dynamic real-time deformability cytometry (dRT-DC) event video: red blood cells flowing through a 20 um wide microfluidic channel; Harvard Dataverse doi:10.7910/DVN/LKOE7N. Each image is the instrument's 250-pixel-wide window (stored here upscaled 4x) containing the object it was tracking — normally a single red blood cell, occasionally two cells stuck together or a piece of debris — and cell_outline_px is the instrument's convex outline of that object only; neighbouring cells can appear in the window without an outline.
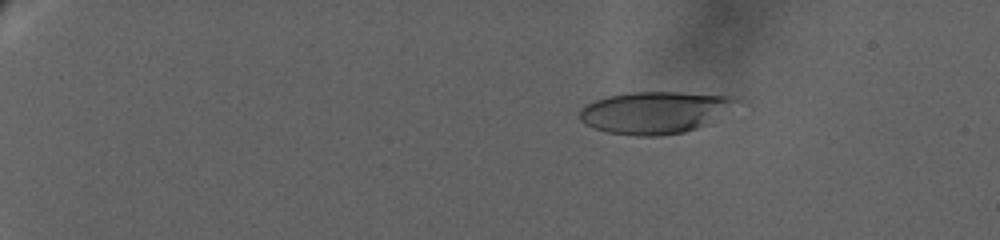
{"species": "human", "species_latin": "Homo sapiens", "temperature_condition": "warm", "stored_images_in_passage": 42, "camera_frame_rate_fps": 3000, "um_per_image_px": 0.085, "donor": {"sex": "female"}, "frame": {"image": 1, "passage_image": 7, "time_ms": 1.0, "image_size_px": [1000, 240], "cell_outline_px": [[736, 100], [704, 124], [696, 128], [684, 132], [660, 136], [636, 136], [608, 132], [584, 124], [580, 120], [580, 108], [584, 104], [608, 96], [628, 92], [680, 92], [724, 96]], "centroid_in_image_um": [55.45, 9.56], "position_along_channel_um": 29.5, "area_um2": 37.17}}
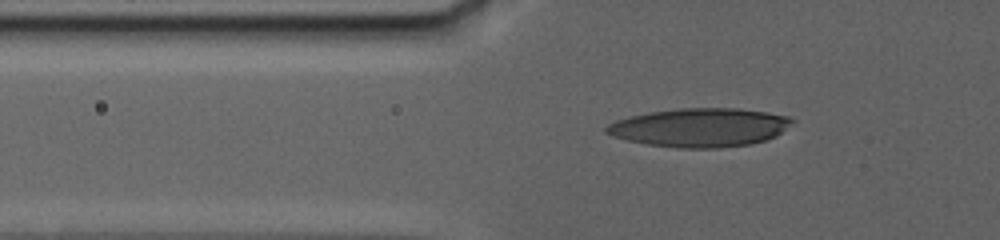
{"frame": {"image": 2, "passage_image": 32, "time_ms": 6.333, "image_size_px": [1000, 240], "cell_outline_px": [[796, 120], [776, 136], [764, 140], [748, 144], [720, 148], [680, 148], [648, 144], [628, 140], [604, 132], [604, 128], [608, 124], [616, 120], [632, 116], [652, 112], [680, 108], [740, 108], [788, 116]], "centroid_in_image_um": [59.51, 10.83], "position_along_channel_um": 66.3, "area_um2": 41.5}}
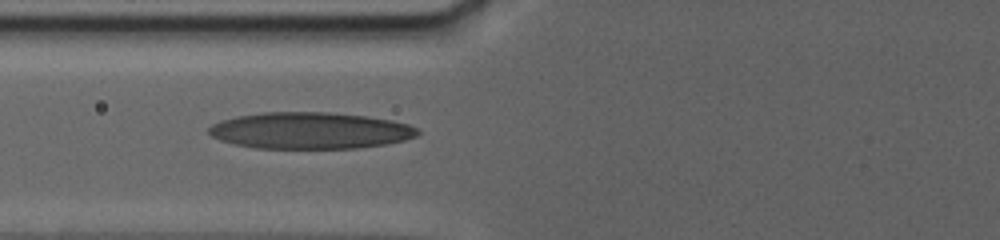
{"frame": {"image": 3, "passage_image": 41, "time_ms": 8.0, "image_size_px": [1000, 240], "cell_outline_px": [[420, 132], [416, 136], [404, 140], [384, 144], [356, 148], [256, 148], [236, 144], [220, 140], [212, 136], [208, 132], [208, 128], [212, 124], [220, 120], [236, 116], [264, 112], [328, 112], [368, 116], [392, 120], [408, 124], [420, 128]], "centroid_in_image_um": [26.37, 11.09], "position_along_channel_um": 99.4, "area_um2": 44.56}}